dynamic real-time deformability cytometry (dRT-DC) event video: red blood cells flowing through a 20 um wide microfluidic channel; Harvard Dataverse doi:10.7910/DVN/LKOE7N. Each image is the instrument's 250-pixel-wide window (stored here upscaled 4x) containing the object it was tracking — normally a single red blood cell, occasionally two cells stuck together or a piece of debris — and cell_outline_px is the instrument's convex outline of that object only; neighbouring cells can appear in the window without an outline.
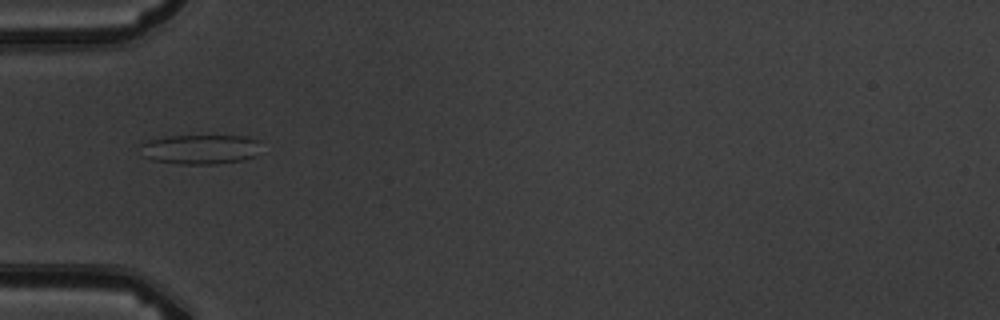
{"species": "common noctule bat (a hibernating species)", "species_latin": "Nyctalus noctula", "temperature_condition": "warm", "stored_images_in_passage": 8, "camera_frame_rate_fps": 3000, "um_per_image_px": 0.085, "animal": {"sex": "male", "body_mass_g": 19.5, "forearm_length_mm": 54.6}, "frame": {"image": 1, "passage_image": 4, "time_ms": 4.333, "image_size_px": [1000, 320], "cell_outline_px": [[260, 140], [256, 156], [244, 160], [216, 164], [180, 164], [152, 160], [144, 156], [140, 144], [148, 140], [164, 136], [248, 136]], "centroid_in_image_um": [17.04, 12.69], "position_along_channel_um": 68.0, "area_um2": 20.98}}
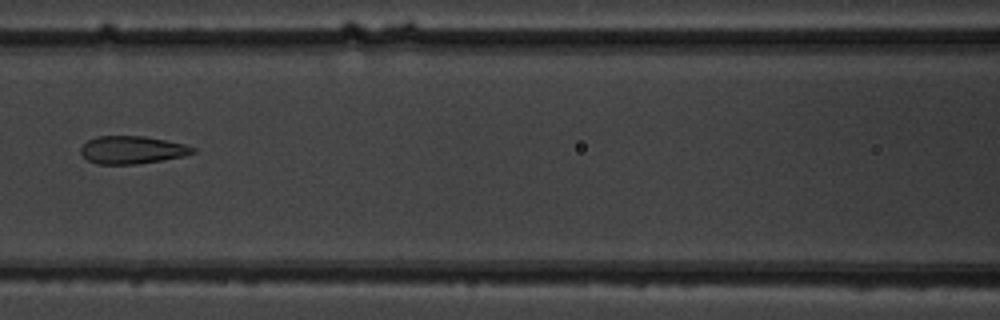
{"frame": {"image": 2, "passage_image": 6, "time_ms": 6.667, "image_size_px": [1000, 320], "cell_outline_px": [[196, 152], [184, 156], [136, 164], [96, 164], [88, 160], [80, 152], [80, 148], [88, 140], [96, 136], [144, 136], [184, 144], [196, 148]], "centroid_in_image_um": [11.22, 12.74], "position_along_channel_um": 155.4, "area_um2": 18.03}}
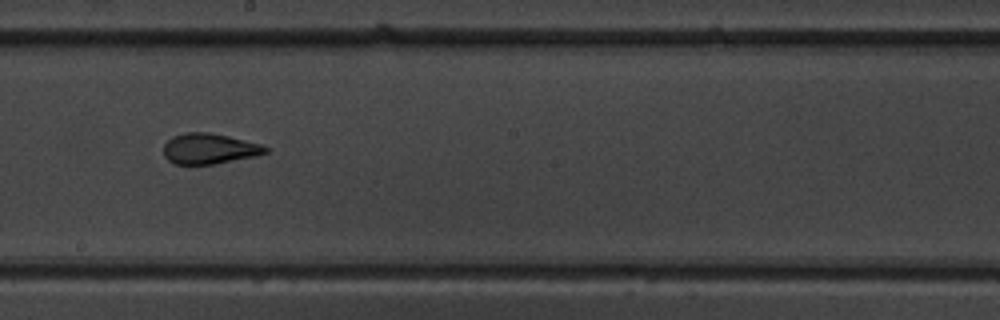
{"frame": {"image": 3, "passage_image": 8, "time_ms": 8.667, "image_size_px": [1000, 320], "cell_outline_px": [[268, 152], [256, 156], [212, 164], [176, 164], [168, 160], [164, 156], [164, 144], [172, 136], [184, 132], [208, 132], [228, 136], [264, 144], [268, 148]], "centroid_in_image_um": [17.8, 12.63], "position_along_channel_um": 230.4, "area_um2": 18.21}}